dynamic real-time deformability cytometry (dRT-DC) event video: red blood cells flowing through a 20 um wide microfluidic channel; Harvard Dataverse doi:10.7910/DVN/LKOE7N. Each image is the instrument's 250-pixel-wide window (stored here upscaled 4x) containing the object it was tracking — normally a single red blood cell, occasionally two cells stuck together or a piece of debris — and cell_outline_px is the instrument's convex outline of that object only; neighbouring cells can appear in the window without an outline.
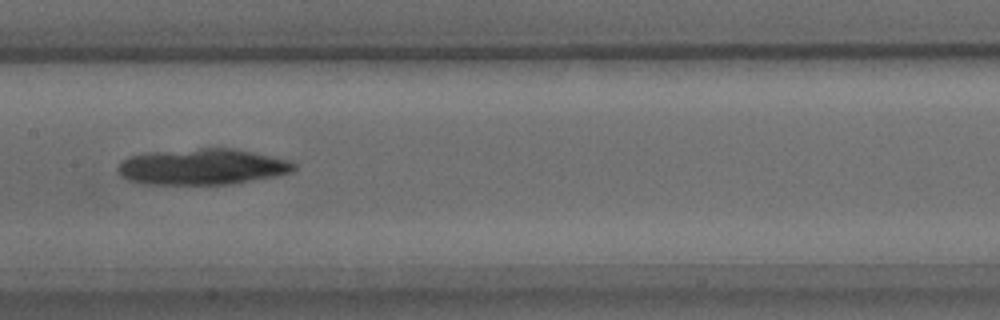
{"species": "common noctule bat (a hibernating species)", "species_latin": "Nyctalus noctula", "temperature_condition": "warm", "stored_images_in_passage": 26, "camera_frame_rate_fps": 3000, "um_per_image_px": 0.085, "animal": {"sex": "male", "body_mass_g": 15.6}, "frame": {"image": 1, "passage_image": 9, "time_ms": 2.667, "image_size_px": [1000, 320], "cell_outline_px": [[296, 168], [292, 172], [276, 176], [232, 184], [148, 184], [128, 180], [120, 176], [116, 172], [116, 168], [128, 156], [148, 152], [200, 148], [236, 148], [292, 160], [296, 164]], "centroid_in_image_um": [17.22, 14.16], "position_along_channel_um": 190.2, "area_um2": 37.4}}
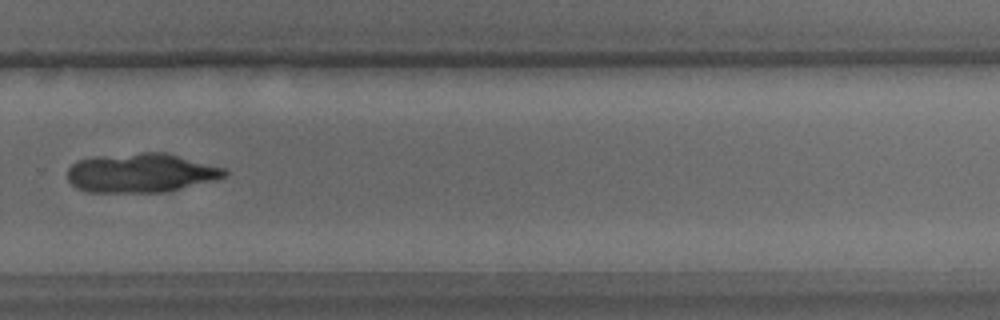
{"frame": {"image": 2, "passage_image": 17, "time_ms": 5.333, "image_size_px": [1000, 320], "cell_outline_px": [[228, 172], [224, 176], [212, 180], [168, 192], [88, 192], [76, 188], [68, 180], [68, 168], [76, 160], [96, 156], [140, 152], [168, 152], [228, 168]], "centroid_in_image_um": [12.0, 14.68], "position_along_channel_um": 317.8, "area_um2": 36.3}}
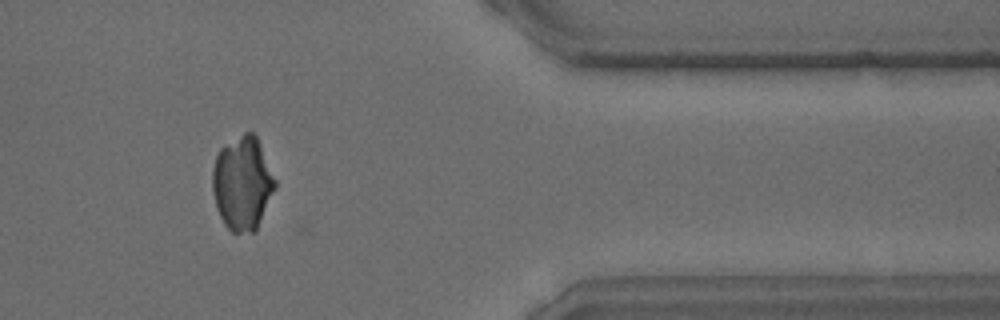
{"frame": {"image": 3, "passage_image": 23, "time_ms": 7.333, "image_size_px": [1000, 320], "cell_outline_px": [[276, 188], [256, 232], [232, 232], [224, 224], [216, 208], [212, 192], [212, 168], [216, 156], [220, 148], [244, 132], [252, 132], [256, 136], [276, 180]], "centroid_in_image_um": [20.6, 15.6], "position_along_channel_um": 390.8, "area_um2": 34.33}}